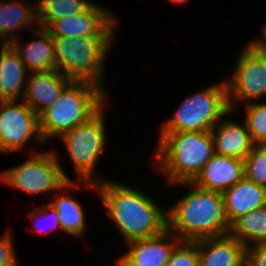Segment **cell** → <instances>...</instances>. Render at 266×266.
<instances>
[{
	"instance_id": "obj_1",
	"label": "cell",
	"mask_w": 266,
	"mask_h": 266,
	"mask_svg": "<svg viewBox=\"0 0 266 266\" xmlns=\"http://www.w3.org/2000/svg\"><path fill=\"white\" fill-rule=\"evenodd\" d=\"M83 184L98 193L108 218L126 243L156 236L167 229V210L160 209L144 191L107 179Z\"/></svg>"
},
{
	"instance_id": "obj_2",
	"label": "cell",
	"mask_w": 266,
	"mask_h": 266,
	"mask_svg": "<svg viewBox=\"0 0 266 266\" xmlns=\"http://www.w3.org/2000/svg\"><path fill=\"white\" fill-rule=\"evenodd\" d=\"M175 185L189 186L191 191L168 207L167 228L181 241H195L229 234L230 225L224 209L223 195L197 187L192 182Z\"/></svg>"
},
{
	"instance_id": "obj_3",
	"label": "cell",
	"mask_w": 266,
	"mask_h": 266,
	"mask_svg": "<svg viewBox=\"0 0 266 266\" xmlns=\"http://www.w3.org/2000/svg\"><path fill=\"white\" fill-rule=\"evenodd\" d=\"M154 162L171 184L192 182L214 154L211 131L160 133Z\"/></svg>"
},
{
	"instance_id": "obj_4",
	"label": "cell",
	"mask_w": 266,
	"mask_h": 266,
	"mask_svg": "<svg viewBox=\"0 0 266 266\" xmlns=\"http://www.w3.org/2000/svg\"><path fill=\"white\" fill-rule=\"evenodd\" d=\"M108 94L100 85L85 80H72L58 99L39 114V129L44 141L60 137L86 122L104 104Z\"/></svg>"
},
{
	"instance_id": "obj_5",
	"label": "cell",
	"mask_w": 266,
	"mask_h": 266,
	"mask_svg": "<svg viewBox=\"0 0 266 266\" xmlns=\"http://www.w3.org/2000/svg\"><path fill=\"white\" fill-rule=\"evenodd\" d=\"M115 37H52L56 70L72 80H85L104 90V66Z\"/></svg>"
},
{
	"instance_id": "obj_6",
	"label": "cell",
	"mask_w": 266,
	"mask_h": 266,
	"mask_svg": "<svg viewBox=\"0 0 266 266\" xmlns=\"http://www.w3.org/2000/svg\"><path fill=\"white\" fill-rule=\"evenodd\" d=\"M231 111L226 80L185 98L160 127V133L198 132L211 129Z\"/></svg>"
},
{
	"instance_id": "obj_7",
	"label": "cell",
	"mask_w": 266,
	"mask_h": 266,
	"mask_svg": "<svg viewBox=\"0 0 266 266\" xmlns=\"http://www.w3.org/2000/svg\"><path fill=\"white\" fill-rule=\"evenodd\" d=\"M104 107L105 104L86 122L59 137L74 164L78 182L96 184L105 180L94 170L106 148Z\"/></svg>"
},
{
	"instance_id": "obj_8",
	"label": "cell",
	"mask_w": 266,
	"mask_h": 266,
	"mask_svg": "<svg viewBox=\"0 0 266 266\" xmlns=\"http://www.w3.org/2000/svg\"><path fill=\"white\" fill-rule=\"evenodd\" d=\"M37 151L24 163L0 172V181L31 195L57 192L72 179L65 173L58 154Z\"/></svg>"
},
{
	"instance_id": "obj_9",
	"label": "cell",
	"mask_w": 266,
	"mask_h": 266,
	"mask_svg": "<svg viewBox=\"0 0 266 266\" xmlns=\"http://www.w3.org/2000/svg\"><path fill=\"white\" fill-rule=\"evenodd\" d=\"M233 76L225 78L231 111L237 104L250 103L266 95V54L251 41L236 59Z\"/></svg>"
},
{
	"instance_id": "obj_10",
	"label": "cell",
	"mask_w": 266,
	"mask_h": 266,
	"mask_svg": "<svg viewBox=\"0 0 266 266\" xmlns=\"http://www.w3.org/2000/svg\"><path fill=\"white\" fill-rule=\"evenodd\" d=\"M35 140L45 143L37 115L24 101H0V152L16 153Z\"/></svg>"
},
{
	"instance_id": "obj_11",
	"label": "cell",
	"mask_w": 266,
	"mask_h": 266,
	"mask_svg": "<svg viewBox=\"0 0 266 266\" xmlns=\"http://www.w3.org/2000/svg\"><path fill=\"white\" fill-rule=\"evenodd\" d=\"M109 11L93 3L84 13L55 19L45 29L52 37H114L118 20Z\"/></svg>"
},
{
	"instance_id": "obj_12",
	"label": "cell",
	"mask_w": 266,
	"mask_h": 266,
	"mask_svg": "<svg viewBox=\"0 0 266 266\" xmlns=\"http://www.w3.org/2000/svg\"><path fill=\"white\" fill-rule=\"evenodd\" d=\"M181 240L168 228L162 233L127 242L129 250L115 261L116 266H164Z\"/></svg>"
},
{
	"instance_id": "obj_13",
	"label": "cell",
	"mask_w": 266,
	"mask_h": 266,
	"mask_svg": "<svg viewBox=\"0 0 266 266\" xmlns=\"http://www.w3.org/2000/svg\"><path fill=\"white\" fill-rule=\"evenodd\" d=\"M26 80L22 101L37 115L53 104L72 81L58 70L32 72Z\"/></svg>"
},
{
	"instance_id": "obj_14",
	"label": "cell",
	"mask_w": 266,
	"mask_h": 266,
	"mask_svg": "<svg viewBox=\"0 0 266 266\" xmlns=\"http://www.w3.org/2000/svg\"><path fill=\"white\" fill-rule=\"evenodd\" d=\"M244 160L213 154L192 181L197 187L223 193L244 177Z\"/></svg>"
},
{
	"instance_id": "obj_15",
	"label": "cell",
	"mask_w": 266,
	"mask_h": 266,
	"mask_svg": "<svg viewBox=\"0 0 266 266\" xmlns=\"http://www.w3.org/2000/svg\"><path fill=\"white\" fill-rule=\"evenodd\" d=\"M194 242L198 247V266H245L246 247L230 234Z\"/></svg>"
},
{
	"instance_id": "obj_16",
	"label": "cell",
	"mask_w": 266,
	"mask_h": 266,
	"mask_svg": "<svg viewBox=\"0 0 266 266\" xmlns=\"http://www.w3.org/2000/svg\"><path fill=\"white\" fill-rule=\"evenodd\" d=\"M34 34L37 40L23 43L24 41L21 42L17 37L10 45L18 53L29 73L56 70V54L52 36L41 27L34 30Z\"/></svg>"
},
{
	"instance_id": "obj_17",
	"label": "cell",
	"mask_w": 266,
	"mask_h": 266,
	"mask_svg": "<svg viewBox=\"0 0 266 266\" xmlns=\"http://www.w3.org/2000/svg\"><path fill=\"white\" fill-rule=\"evenodd\" d=\"M225 215L229 225L239 217L266 206V188L245 176L223 193Z\"/></svg>"
},
{
	"instance_id": "obj_18",
	"label": "cell",
	"mask_w": 266,
	"mask_h": 266,
	"mask_svg": "<svg viewBox=\"0 0 266 266\" xmlns=\"http://www.w3.org/2000/svg\"><path fill=\"white\" fill-rule=\"evenodd\" d=\"M223 118L211 129L214 153L218 155L236 157L244 160L249 151L255 146L247 130L245 122L240 125Z\"/></svg>"
},
{
	"instance_id": "obj_19",
	"label": "cell",
	"mask_w": 266,
	"mask_h": 266,
	"mask_svg": "<svg viewBox=\"0 0 266 266\" xmlns=\"http://www.w3.org/2000/svg\"><path fill=\"white\" fill-rule=\"evenodd\" d=\"M28 74L14 48L3 44L0 51V101H22Z\"/></svg>"
},
{
	"instance_id": "obj_20",
	"label": "cell",
	"mask_w": 266,
	"mask_h": 266,
	"mask_svg": "<svg viewBox=\"0 0 266 266\" xmlns=\"http://www.w3.org/2000/svg\"><path fill=\"white\" fill-rule=\"evenodd\" d=\"M35 24L38 25L37 9L34 1L33 3H24L22 0L0 1V41H2V44H10L18 37L16 32L22 28L30 29L33 32L38 28L35 27Z\"/></svg>"
},
{
	"instance_id": "obj_21",
	"label": "cell",
	"mask_w": 266,
	"mask_h": 266,
	"mask_svg": "<svg viewBox=\"0 0 266 266\" xmlns=\"http://www.w3.org/2000/svg\"><path fill=\"white\" fill-rule=\"evenodd\" d=\"M75 182L72 180L63 185L62 188L56 192V198L51 201L50 204L58 212L61 230L72 236L80 237L84 235L87 225L85 222L84 209L79 201L64 193L65 190H72L73 188L79 190L81 188V181H79L78 184V181ZM61 193L62 195H60Z\"/></svg>"
},
{
	"instance_id": "obj_22",
	"label": "cell",
	"mask_w": 266,
	"mask_h": 266,
	"mask_svg": "<svg viewBox=\"0 0 266 266\" xmlns=\"http://www.w3.org/2000/svg\"><path fill=\"white\" fill-rule=\"evenodd\" d=\"M229 234L245 247L266 244V206L235 220L230 225Z\"/></svg>"
},
{
	"instance_id": "obj_23",
	"label": "cell",
	"mask_w": 266,
	"mask_h": 266,
	"mask_svg": "<svg viewBox=\"0 0 266 266\" xmlns=\"http://www.w3.org/2000/svg\"><path fill=\"white\" fill-rule=\"evenodd\" d=\"M93 3L88 0H38L37 26L46 28L55 19L84 13Z\"/></svg>"
},
{
	"instance_id": "obj_24",
	"label": "cell",
	"mask_w": 266,
	"mask_h": 266,
	"mask_svg": "<svg viewBox=\"0 0 266 266\" xmlns=\"http://www.w3.org/2000/svg\"><path fill=\"white\" fill-rule=\"evenodd\" d=\"M245 124L255 145H266V102L245 104Z\"/></svg>"
},
{
	"instance_id": "obj_25",
	"label": "cell",
	"mask_w": 266,
	"mask_h": 266,
	"mask_svg": "<svg viewBox=\"0 0 266 266\" xmlns=\"http://www.w3.org/2000/svg\"><path fill=\"white\" fill-rule=\"evenodd\" d=\"M244 176L266 188V145H255L244 158Z\"/></svg>"
},
{
	"instance_id": "obj_26",
	"label": "cell",
	"mask_w": 266,
	"mask_h": 266,
	"mask_svg": "<svg viewBox=\"0 0 266 266\" xmlns=\"http://www.w3.org/2000/svg\"><path fill=\"white\" fill-rule=\"evenodd\" d=\"M198 247L194 241H180L164 266H198Z\"/></svg>"
},
{
	"instance_id": "obj_27",
	"label": "cell",
	"mask_w": 266,
	"mask_h": 266,
	"mask_svg": "<svg viewBox=\"0 0 266 266\" xmlns=\"http://www.w3.org/2000/svg\"><path fill=\"white\" fill-rule=\"evenodd\" d=\"M28 214H29L28 216L30 217V221L33 224H35V228L37 230H39L41 233H45V234L49 233L50 231H52V230H54L55 228H58V227L61 229V225H60V222H59V219H58V212L50 203H48L47 205L43 204V205H41L39 207H36V208H34L32 213L30 212ZM43 219L47 220V221L48 220L49 221L52 220L53 223H52V221H50V223H52L51 226H50V224H48L46 222L47 225L45 223L46 226L44 227V229L43 228L41 229L42 226L39 227L38 221L43 220Z\"/></svg>"
},
{
	"instance_id": "obj_28",
	"label": "cell",
	"mask_w": 266,
	"mask_h": 266,
	"mask_svg": "<svg viewBox=\"0 0 266 266\" xmlns=\"http://www.w3.org/2000/svg\"><path fill=\"white\" fill-rule=\"evenodd\" d=\"M8 232L0 236V266H7L17 258L11 233Z\"/></svg>"
},
{
	"instance_id": "obj_29",
	"label": "cell",
	"mask_w": 266,
	"mask_h": 266,
	"mask_svg": "<svg viewBox=\"0 0 266 266\" xmlns=\"http://www.w3.org/2000/svg\"><path fill=\"white\" fill-rule=\"evenodd\" d=\"M245 266H266V244L246 247Z\"/></svg>"
},
{
	"instance_id": "obj_30",
	"label": "cell",
	"mask_w": 266,
	"mask_h": 266,
	"mask_svg": "<svg viewBox=\"0 0 266 266\" xmlns=\"http://www.w3.org/2000/svg\"><path fill=\"white\" fill-rule=\"evenodd\" d=\"M261 32L262 39H252L251 42L256 45L264 54H266V29H263Z\"/></svg>"
},
{
	"instance_id": "obj_31",
	"label": "cell",
	"mask_w": 266,
	"mask_h": 266,
	"mask_svg": "<svg viewBox=\"0 0 266 266\" xmlns=\"http://www.w3.org/2000/svg\"><path fill=\"white\" fill-rule=\"evenodd\" d=\"M172 3L175 4H185L187 3L189 0H170Z\"/></svg>"
},
{
	"instance_id": "obj_32",
	"label": "cell",
	"mask_w": 266,
	"mask_h": 266,
	"mask_svg": "<svg viewBox=\"0 0 266 266\" xmlns=\"http://www.w3.org/2000/svg\"><path fill=\"white\" fill-rule=\"evenodd\" d=\"M19 262L17 261V258L15 260H13L10 264H8L7 266H18Z\"/></svg>"
}]
</instances>
